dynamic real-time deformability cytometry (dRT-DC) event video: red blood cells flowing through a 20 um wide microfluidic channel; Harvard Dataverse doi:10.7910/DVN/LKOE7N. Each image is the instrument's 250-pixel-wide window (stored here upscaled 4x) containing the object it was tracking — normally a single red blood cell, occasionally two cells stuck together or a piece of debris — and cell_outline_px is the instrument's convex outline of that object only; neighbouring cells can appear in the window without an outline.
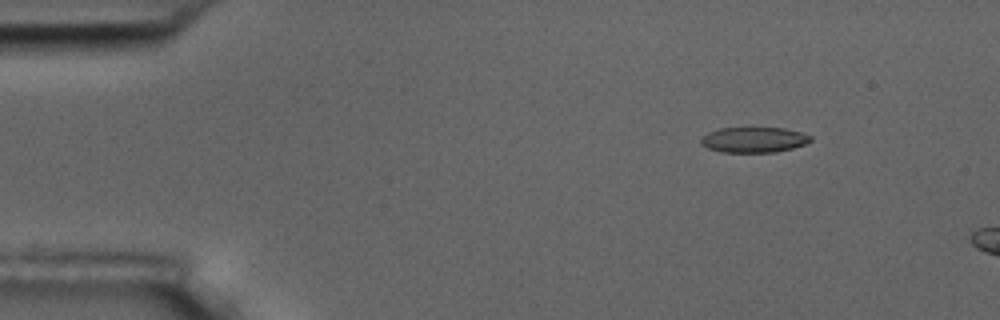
{"species": "common noctule bat (a hibernating species)", "species_latin": "Nyctalus noctula", "temperature_condition": "room temperature", "stored_images_in_passage": 4, "camera_frame_rate_fps": 3000, "um_per_image_px": 0.085, "animal": {"sex": "male", "body_mass_g": 17.5, "forearm_length_mm": 52.3}, "frame": {"image": 1, "passage_image": 2, "time_ms": 1.0, "image_size_px": [1000, 320], "cell_outline_px": [[812, 140], [804, 144], [792, 148], [776, 152], [720, 152], [708, 148], [700, 144], [700, 140], [708, 132], [720, 128], [784, 128], [800, 132], [812, 136]], "centroid_in_image_um": [64.07, 11.88], "position_along_channel_um": 20.9, "area_um2": 16.18}}